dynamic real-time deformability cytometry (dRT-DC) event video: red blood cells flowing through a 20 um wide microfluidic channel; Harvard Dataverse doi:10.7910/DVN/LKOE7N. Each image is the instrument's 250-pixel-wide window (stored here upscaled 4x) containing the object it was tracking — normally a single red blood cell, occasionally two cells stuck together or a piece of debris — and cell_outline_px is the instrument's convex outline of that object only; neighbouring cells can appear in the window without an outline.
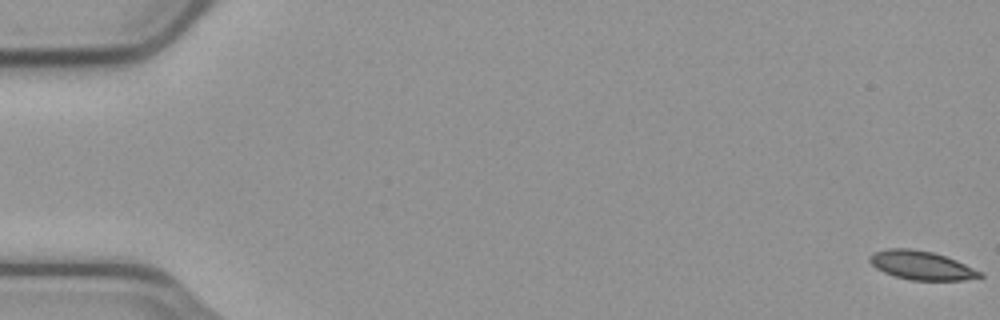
{"species": "common noctule bat (a hibernating species)", "species_latin": "Nyctalus noctula", "temperature_condition": "cold", "stored_images_in_passage": 45, "camera_frame_rate_fps": 3000, "um_per_image_px": 0.085, "animal": {"sex": "male", "body_mass_g": 23.1, "forearm_length_mm": 52.7}, "frame": {"image": 1, "passage_image": 1, "time_ms": 0.0, "image_size_px": [1000, 320], "cell_outline_px": [[984, 276], [964, 280], [912, 280], [896, 276], [884, 272], [876, 268], [868, 260], [868, 256], [876, 252], [888, 248], [912, 248], [932, 252], [956, 260], [984, 272]], "centroid_in_image_um": [78.34, 22.55], "position_along_channel_um": 6.7, "area_um2": 18.44}}
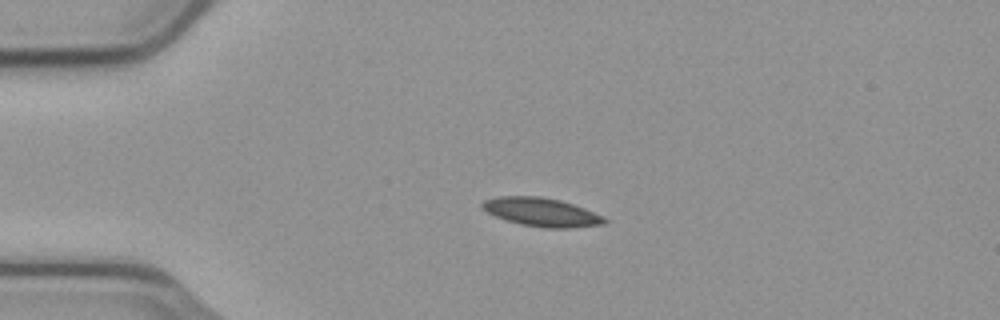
{"frame": {"image": 2, "passage_image": 14, "time_ms": 4.333, "image_size_px": [1000, 320], "cell_outline_px": [[608, 224], [572, 228], [544, 228], [520, 224], [496, 216], [480, 208], [480, 204], [484, 200], [500, 196], [540, 196], [560, 200], [584, 208], [604, 216], [608, 220]], "centroid_in_image_um": [46.07, 18.04], "position_along_channel_um": 38.9, "area_um2": 20.46}}
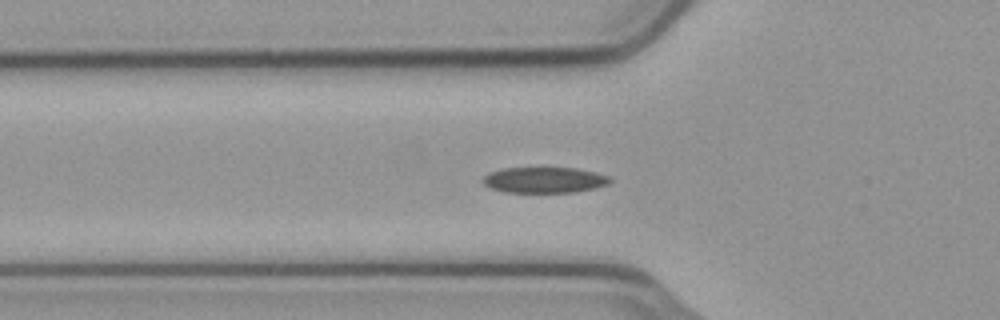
{"frame": {"image": 3, "passage_image": 20, "time_ms": 6.333, "image_size_px": [1000, 320], "cell_outline_px": [[612, 180], [608, 184], [576, 192], [504, 192], [492, 188], [484, 184], [480, 180], [488, 172], [504, 168], [576, 168], [596, 172], [608, 176]], "centroid_in_image_um": [46.24, 15.29], "position_along_channel_um": 79.6, "area_um2": 19.07}}